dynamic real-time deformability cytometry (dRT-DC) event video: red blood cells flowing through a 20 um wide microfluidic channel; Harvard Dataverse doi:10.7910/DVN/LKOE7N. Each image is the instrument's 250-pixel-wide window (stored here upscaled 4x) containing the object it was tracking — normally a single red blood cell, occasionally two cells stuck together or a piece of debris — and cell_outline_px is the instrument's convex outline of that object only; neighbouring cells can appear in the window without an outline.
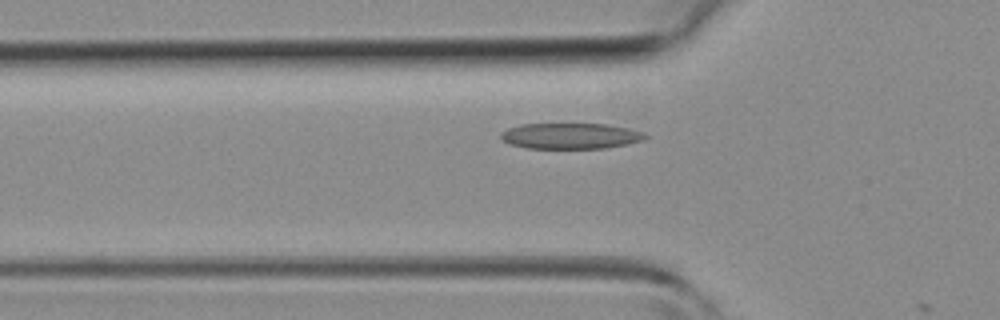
{"species": "common noctule bat (a hibernating species)", "species_latin": "Nyctalus noctula", "temperature_condition": "room temperature", "stored_images_in_passage": 14, "camera_frame_rate_fps": 3000, "um_per_image_px": 0.085, "animal": {"sex": "female", "body_mass_g": 19.3, "forearm_length_mm": 54.1}, "frame": {"image": 1, "passage_image": 13, "time_ms": 4.0, "image_size_px": [1000, 320], "cell_outline_px": [[648, 136], [644, 140], [628, 144], [604, 148], [528, 148], [508, 144], [500, 136], [500, 132], [508, 128], [520, 124], [608, 124], [628, 128], [644, 132]], "centroid_in_image_um": [48.5, 11.55], "position_along_channel_um": 77.3, "area_um2": 21.79}}